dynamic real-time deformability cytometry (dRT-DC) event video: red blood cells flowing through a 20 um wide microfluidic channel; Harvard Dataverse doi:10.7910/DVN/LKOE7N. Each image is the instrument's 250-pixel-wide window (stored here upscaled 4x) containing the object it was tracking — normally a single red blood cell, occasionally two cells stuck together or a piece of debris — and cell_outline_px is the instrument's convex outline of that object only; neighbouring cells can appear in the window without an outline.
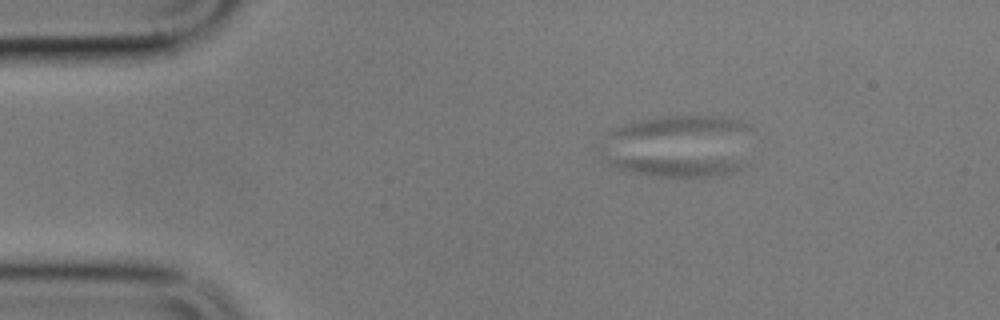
{"species": "common noctule bat (a hibernating species)", "species_latin": "Nyctalus noctula", "temperature_condition": "cold", "stored_images_in_passage": 3, "camera_frame_rate_fps": 3000, "um_per_image_px": 0.085, "animal": {"sex": "male", "body_mass_g": 17.9}, "frame": {"image": 1, "passage_image": 3, "time_ms": 2.333, "image_size_px": [1000, 320], "cell_outline_px": [[748, 164], [732, 172], [720, 176], [660, 176], [636, 172], [620, 168], [608, 164], [608, 156], [724, 160]], "centroid_in_image_um": [57.41, 14.13], "position_along_channel_um": 27.6, "area_um2": 14.51}}